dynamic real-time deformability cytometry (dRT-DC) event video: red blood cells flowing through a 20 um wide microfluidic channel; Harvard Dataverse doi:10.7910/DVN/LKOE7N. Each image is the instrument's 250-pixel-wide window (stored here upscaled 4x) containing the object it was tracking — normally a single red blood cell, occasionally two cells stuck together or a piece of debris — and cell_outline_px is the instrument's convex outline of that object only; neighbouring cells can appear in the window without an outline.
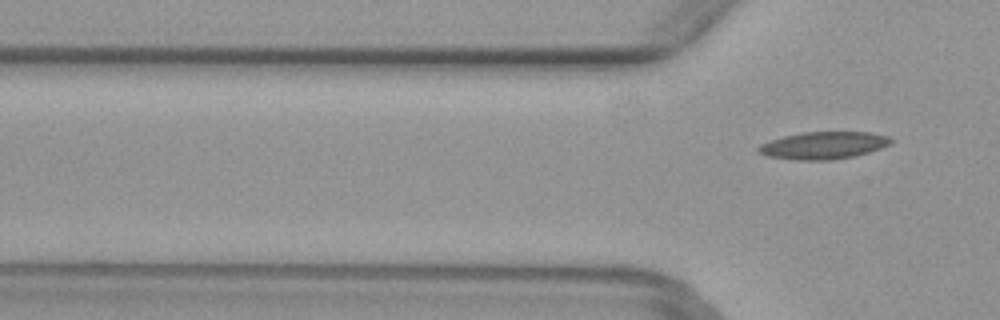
{"species": "common noctule bat (a hibernating species)", "species_latin": "Nyctalus noctula", "temperature_condition": "warm", "stored_images_in_passage": 15, "camera_frame_rate_fps": 3000, "um_per_image_px": 0.085, "animal": {"sex": "female", "body_mass_g": 29.2, "forearm_length_mm": 56.3}, "frame": {"image": 1, "passage_image": 15, "time_ms": 4.667, "image_size_px": [1000, 320], "cell_outline_px": [[896, 140], [880, 148], [868, 152], [852, 156], [832, 160], [792, 160], [768, 156], [760, 152], [756, 148], [760, 144], [784, 136], [800, 132], [868, 132], [888, 136]], "centroid_in_image_um": [69.99, 12.35], "position_along_channel_um": 55.8, "area_um2": 20.98}}